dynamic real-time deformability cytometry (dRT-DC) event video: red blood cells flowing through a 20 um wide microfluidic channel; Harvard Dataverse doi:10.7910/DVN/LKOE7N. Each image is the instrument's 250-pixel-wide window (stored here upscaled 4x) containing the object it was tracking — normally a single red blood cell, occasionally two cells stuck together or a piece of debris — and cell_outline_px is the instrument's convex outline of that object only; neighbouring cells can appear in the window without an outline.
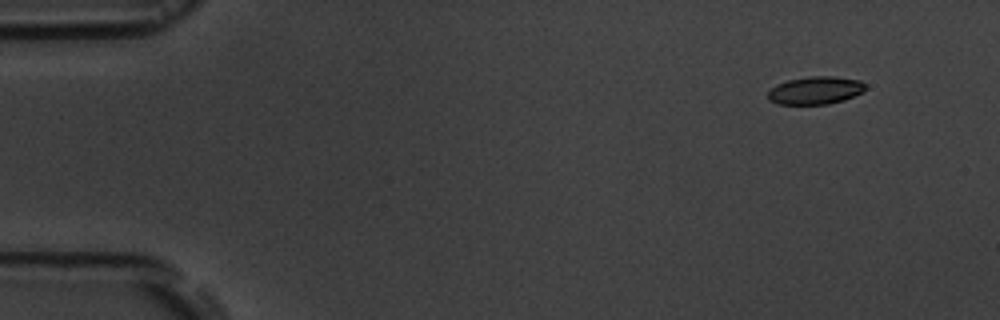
{"species": "common noctule bat (a hibernating species)", "species_latin": "Nyctalus noctula", "temperature_condition": "room temperature", "stored_images_in_passage": 6, "camera_frame_rate_fps": 3000, "um_per_image_px": 0.085, "animal": {"sex": "male", "body_mass_g": 19.5, "forearm_length_mm": 54.6}, "frame": {"image": 1, "passage_image": 1, "time_ms": 0.0, "image_size_px": [1000, 320], "cell_outline_px": [[864, 92], [844, 100], [828, 104], [776, 104], [768, 100], [768, 92], [776, 84], [788, 80], [808, 76], [832, 76], [860, 80], [864, 84]], "centroid_in_image_um": [69.29, 7.68], "position_along_channel_um": 15.7, "area_um2": 15.84}}
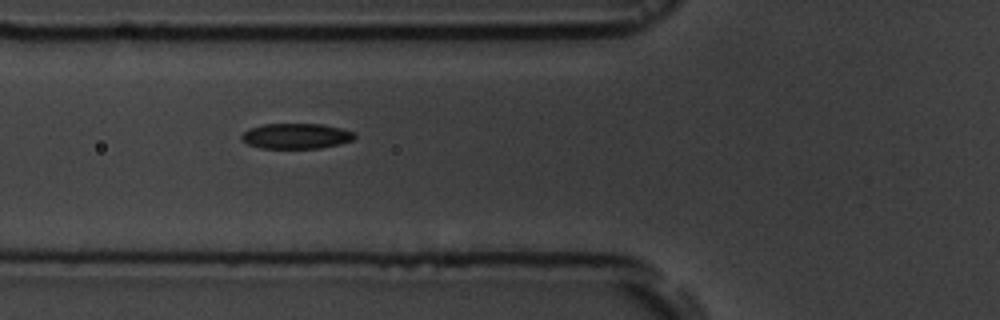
{"frame": {"image": 2, "passage_image": 5, "time_ms": 5.333, "image_size_px": [1000, 320], "cell_outline_px": [[356, 136], [352, 140], [340, 144], [320, 148], [260, 148], [248, 144], [240, 140], [240, 136], [248, 128], [264, 124], [320, 124], [340, 128], [352, 132]], "centroid_in_image_um": [25.12, 11.57], "position_along_channel_um": 100.7, "area_um2": 16.7}}
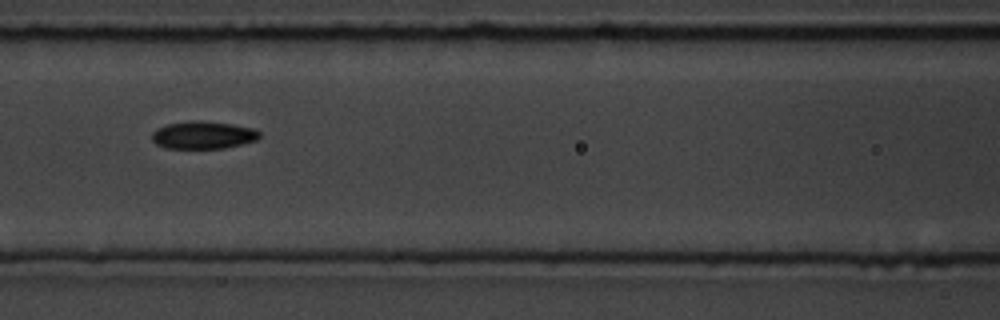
{"frame": {"image": 3, "passage_image": 6, "time_ms": 6.667, "image_size_px": [1000, 320], "cell_outline_px": [[260, 136], [256, 140], [224, 148], [168, 148], [156, 144], [152, 140], [152, 132], [156, 128], [168, 124], [196, 120], [200, 120], [232, 124], [256, 128], [260, 132]], "centroid_in_image_um": [17.28, 11.47], "position_along_channel_um": 149.3, "area_um2": 17.28}}